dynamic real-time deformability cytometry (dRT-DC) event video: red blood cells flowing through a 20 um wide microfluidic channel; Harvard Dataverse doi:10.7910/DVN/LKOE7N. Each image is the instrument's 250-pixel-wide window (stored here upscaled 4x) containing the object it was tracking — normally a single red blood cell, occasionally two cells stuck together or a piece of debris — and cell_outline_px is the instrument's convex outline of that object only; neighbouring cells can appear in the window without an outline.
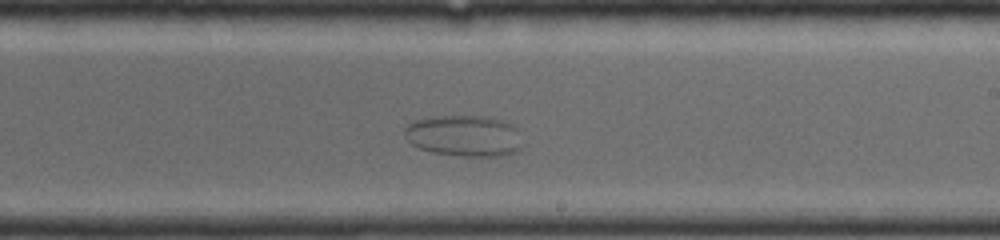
{"species": "common noctule bat (a hibernating species)", "species_latin": "Nyctalus noctula", "temperature_condition": "room temperature", "stored_images_in_passage": 14, "camera_frame_rate_fps": 4000, "um_per_image_px": 0.085, "animal": {"sex": "female", "body_mass_g": 19.0, "forearm_length_mm": 56.7}, "frame": {"image": 1, "passage_image": 10, "time_ms": 4.25, "image_size_px": [1000, 240], "cell_outline_px": [[520, 152], [508, 156], [460, 156], [432, 152], [420, 148], [412, 144], [404, 136], [404, 128], [412, 120], [436, 116], [484, 116], [504, 120], [520, 128]], "centroid_in_image_um": [39.5, 11.54], "position_along_channel_um": 249.5, "area_um2": 28.9}}
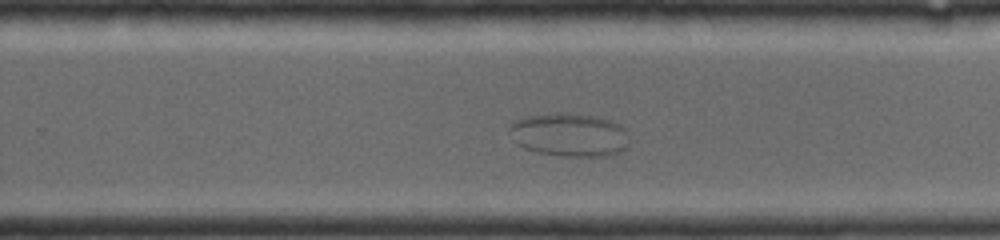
{"frame": {"image": 2, "passage_image": 12, "time_ms": 5.0, "image_size_px": [1000, 240], "cell_outline_px": [[628, 144], [620, 152], [608, 156], [564, 156], [536, 152], [524, 148], [516, 144], [512, 140], [508, 128], [516, 120], [524, 116], [556, 112], [592, 116], [608, 120], [620, 124], [624, 128]], "centroid_in_image_um": [48.34, 11.46], "position_along_channel_um": 281.5, "area_um2": 30.29}}